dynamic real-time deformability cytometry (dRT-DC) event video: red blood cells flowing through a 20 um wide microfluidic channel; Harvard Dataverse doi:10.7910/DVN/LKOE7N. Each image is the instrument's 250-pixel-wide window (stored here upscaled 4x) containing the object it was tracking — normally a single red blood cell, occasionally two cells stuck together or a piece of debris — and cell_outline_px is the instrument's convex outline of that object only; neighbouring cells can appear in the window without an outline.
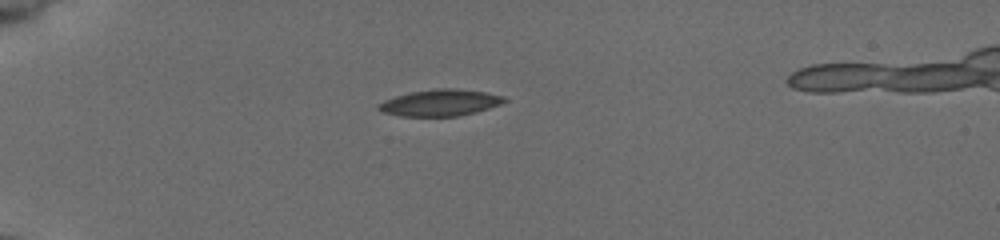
{"species": "common noctule bat (a hibernating species)", "species_latin": "Nyctalus noctula", "temperature_condition": "cold", "stored_images_in_passage": 39, "camera_frame_rate_fps": 3000, "um_per_image_px": 0.085, "animal": {"sex": "female", "body_mass_g": 19.5, "forearm_length_mm": 54.1}, "frame": {"image": 1, "passage_image": 1, "time_ms": 0.0, "image_size_px": [1000, 240], "cell_outline_px": [[508, 100], [500, 104], [476, 112], [460, 116], [400, 116], [380, 112], [376, 108], [376, 104], [384, 100], [408, 92], [436, 88], [460, 88], [484, 92], [504, 96]], "centroid_in_image_um": [37.37, 8.73], "position_along_channel_um": 47.6, "area_um2": 19.71}}
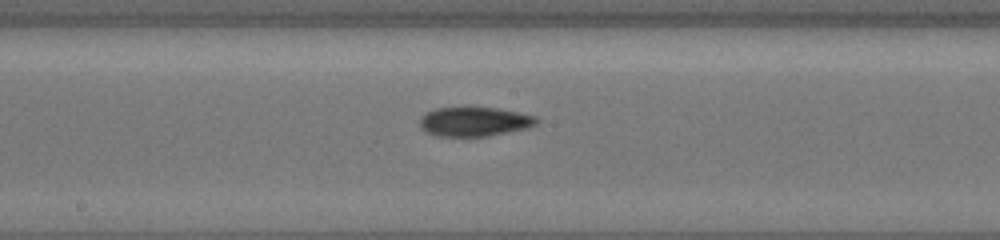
{"frame": {"image": 2, "passage_image": 16, "time_ms": 5.0, "image_size_px": [1000, 240], "cell_outline_px": [[536, 124], [528, 128], [488, 136], [436, 136], [424, 132], [420, 128], [420, 116], [436, 108], [496, 108], [536, 116]], "centroid_in_image_um": [40.27, 10.35], "position_along_channel_um": 207.9, "area_um2": 19.77}}
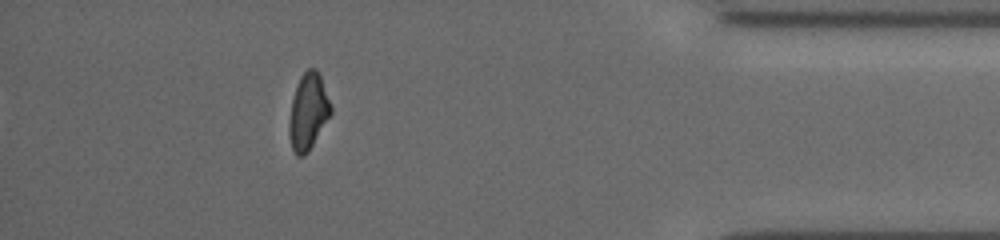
{"frame": {"image": 3, "passage_image": 34, "time_ms": 11.0, "image_size_px": [1000, 240], "cell_outline_px": [[332, 112], [308, 152], [304, 156], [296, 156], [292, 148], [288, 132], [288, 124], [292, 100], [300, 76], [308, 68], [316, 68], [320, 76], [332, 108]], "centroid_in_image_um": [26.18, 9.51], "position_along_channel_um": 409.0, "area_um2": 18.32}, "authors_computed_cell_mechanics": {"area_um2": 19.2474, "velocity_mm_per_s": 3.9427, "shape_relaxation_time_tau1_ms": null, "shape_relaxation_time_tau2_ms": 4.8136, "deformation_change_tau1": null, "deformation_change_tau2": 0.1109}}